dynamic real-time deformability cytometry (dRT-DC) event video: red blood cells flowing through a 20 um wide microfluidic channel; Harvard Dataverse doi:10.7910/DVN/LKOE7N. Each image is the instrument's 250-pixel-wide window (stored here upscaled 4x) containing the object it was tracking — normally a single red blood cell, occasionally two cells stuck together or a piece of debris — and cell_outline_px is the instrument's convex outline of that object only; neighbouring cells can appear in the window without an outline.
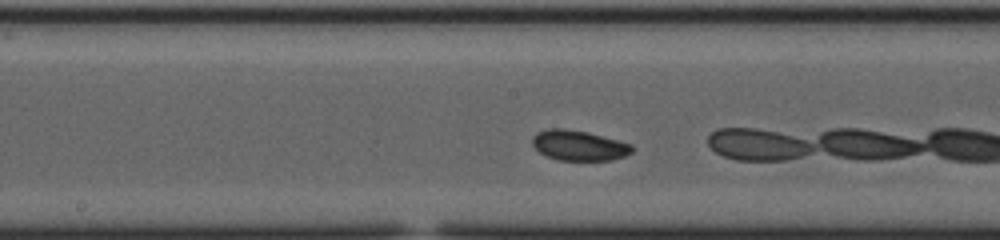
{"species": "common noctule bat (a hibernating species)", "species_latin": "Nyctalus noctula", "temperature_condition": "cold", "stored_images_in_passage": 26, "camera_frame_rate_fps": 3000, "um_per_image_px": 0.085, "animal": {"sex": "female", "body_mass_g": 23.0, "forearm_length_mm": 53.4}, "frame": {"image": 1, "passage_image": 15, "time_ms": 4.667, "image_size_px": [1000, 240], "cell_outline_px": [[632, 152], [624, 156], [612, 160], [560, 160], [548, 156], [540, 152], [532, 144], [532, 136], [536, 132], [548, 128], [564, 128], [588, 132], [632, 144]], "centroid_in_image_um": [49.19, 12.35], "position_along_channel_um": 199.0, "area_um2": 17.51}}